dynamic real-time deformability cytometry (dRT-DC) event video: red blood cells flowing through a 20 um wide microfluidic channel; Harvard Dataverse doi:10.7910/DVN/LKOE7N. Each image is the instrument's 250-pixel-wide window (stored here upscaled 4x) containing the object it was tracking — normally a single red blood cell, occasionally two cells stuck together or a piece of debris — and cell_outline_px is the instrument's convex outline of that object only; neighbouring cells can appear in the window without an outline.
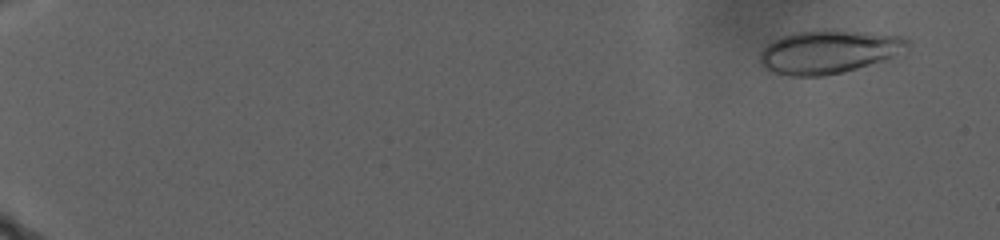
{"species": "human", "species_latin": "Homo sapiens", "temperature_condition": "warm", "stored_images_in_passage": 123, "camera_frame_rate_fps": 3000, "um_per_image_px": 0.085, "donor": {"sex": "male"}, "frame": {"image": 1, "passage_image": 11, "time_ms": 2.333, "image_size_px": [1000, 240], "cell_outline_px": [[908, 48], [884, 60], [844, 72], [824, 76], [792, 76], [776, 72], [764, 68], [760, 64], [760, 52], [768, 44], [784, 36], [796, 32], [816, 28], [832, 28], [900, 36], [908, 40]], "centroid_in_image_um": [70.43, 4.38], "position_along_channel_um": 14.6, "area_um2": 37.4}}
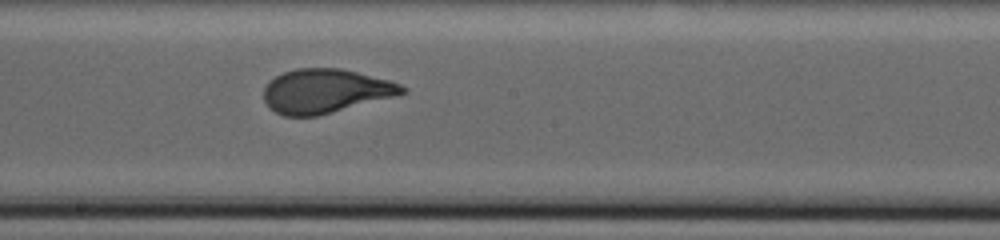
{"frame": {"image": 2, "passage_image": 86, "time_ms": 22.0, "image_size_px": [1000, 240], "cell_outline_px": [[408, 92], [316, 116], [284, 116], [268, 108], [264, 100], [264, 88], [276, 76], [284, 72], [296, 68], [340, 68], [388, 80], [400, 84], [408, 88]], "centroid_in_image_um": [27.63, 7.74], "position_along_channel_um": 220.6, "area_um2": 35.08}}
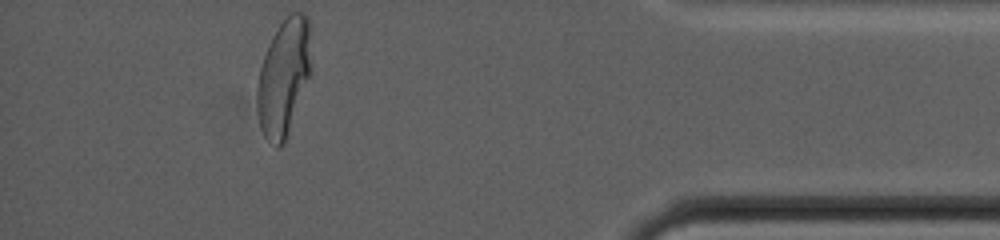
{"frame": {"image": 3, "passage_image": 123, "time_ms": 32.667, "image_size_px": [1000, 240], "cell_outline_px": [[312, 72], [284, 144], [280, 148], [276, 148], [264, 136], [260, 124], [256, 104], [256, 88], [260, 68], [264, 56], [272, 36], [288, 12], [304, 12], [308, 16]], "centroid_in_image_um": [24.13, 6.56], "position_along_channel_um": 411.1, "area_um2": 37.17}, "authors_computed_cell_mechanics": {"area_um2": 35.8938, "velocity_mm_per_s": 2.1007, "shape_relaxation_time_tau1_ms": 8.5788, "shape_relaxation_time_tau2_ms": null, "deformation_change_tau1": 0.2265, "deformation_change_tau2": null}}